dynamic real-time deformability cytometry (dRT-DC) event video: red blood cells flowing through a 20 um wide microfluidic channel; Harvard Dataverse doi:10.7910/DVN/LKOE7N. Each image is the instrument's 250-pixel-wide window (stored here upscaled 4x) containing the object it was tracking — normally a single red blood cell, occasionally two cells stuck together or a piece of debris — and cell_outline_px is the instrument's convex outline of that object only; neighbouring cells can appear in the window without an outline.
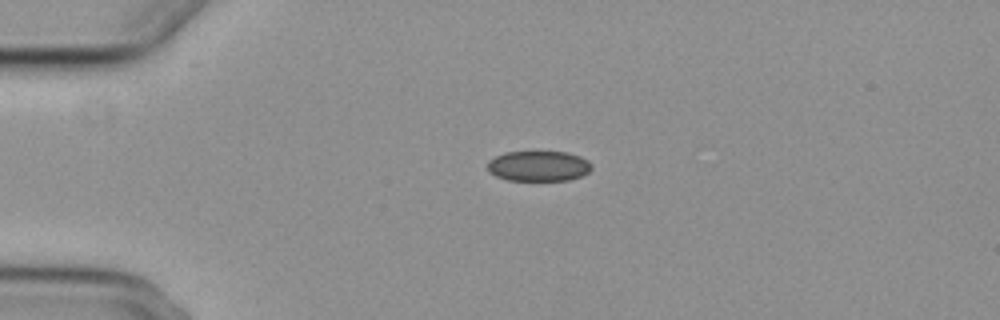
{"species": "common noctule bat (a hibernating species)", "species_latin": "Nyctalus noctula", "temperature_condition": "cold", "stored_images_in_passage": 3, "camera_frame_rate_fps": 3000, "um_per_image_px": 0.085, "animal": {"sex": "female", "body_mass_g": 29.2, "forearm_length_mm": 56.3}, "frame": {"image": 1, "passage_image": 2, "time_ms": 1.667, "image_size_px": [1000, 320], "cell_outline_px": [[592, 168], [588, 172], [580, 176], [568, 180], [508, 180], [496, 176], [488, 172], [488, 160], [504, 152], [568, 152], [580, 156], [588, 160], [592, 164]], "centroid_in_image_um": [45.78, 14.11], "position_along_channel_um": 39.2, "area_um2": 18.44}}
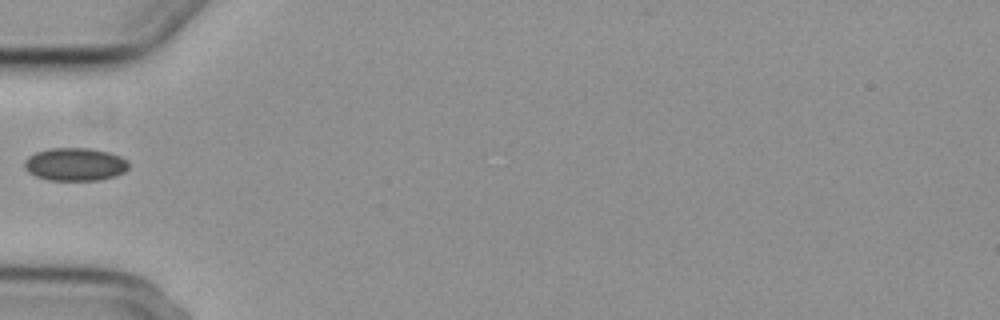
{"frame": {"image": 2, "passage_image": 3, "time_ms": 3.667, "image_size_px": [1000, 320], "cell_outline_px": [[128, 168], [124, 172], [116, 176], [100, 180], [48, 180], [36, 176], [28, 172], [24, 168], [24, 160], [28, 156], [36, 152], [48, 148], [92, 148], [108, 152], [120, 156], [128, 160]], "centroid_in_image_um": [6.38, 13.96], "position_along_channel_um": 78.6, "area_um2": 20.23}}